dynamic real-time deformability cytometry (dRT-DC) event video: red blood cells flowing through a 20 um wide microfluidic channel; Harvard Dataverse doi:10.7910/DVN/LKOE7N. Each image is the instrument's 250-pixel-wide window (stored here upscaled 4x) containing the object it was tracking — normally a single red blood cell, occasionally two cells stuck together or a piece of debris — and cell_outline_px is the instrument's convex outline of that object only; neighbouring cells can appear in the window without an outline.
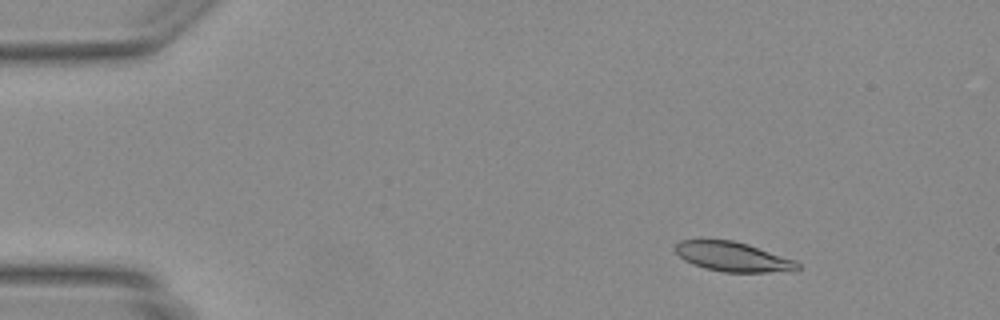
{"species": "Egyptian fruit bat (a non-hibernating species)", "species_latin": "Rousettus aegyptiacus", "temperature_condition": "warm", "stored_images_in_passage": 47, "camera_frame_rate_fps": 3000, "um_per_image_px": 0.085, "animal": {"sex": "female"}, "frame": {"image": 1, "passage_image": 6, "time_ms": 1.667, "image_size_px": [1000, 320], "cell_outline_px": [[800, 268], [796, 272], [724, 272], [704, 268], [692, 264], [684, 260], [672, 248], [680, 240], [732, 240], [748, 244], [796, 260], [800, 264]], "centroid_in_image_um": [62.34, 21.84], "position_along_channel_um": 22.7, "area_um2": 21.33}}
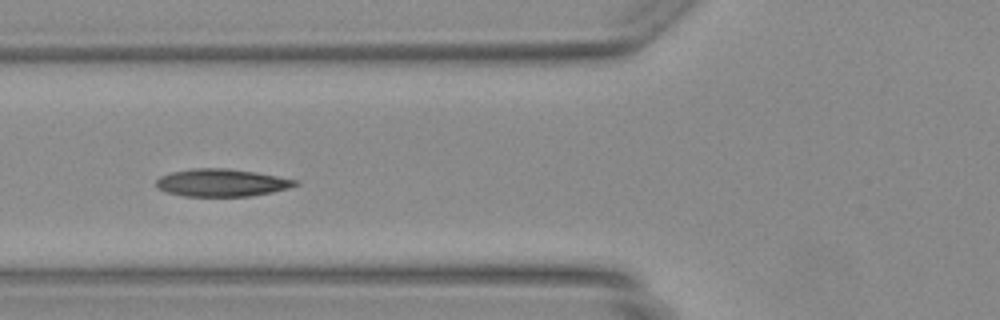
{"frame": {"image": 2, "passage_image": 18, "time_ms": 5.667, "image_size_px": [1000, 320], "cell_outline_px": [[300, 184], [288, 188], [272, 192], [248, 196], [184, 196], [164, 192], [156, 184], [156, 180], [160, 176], [172, 172], [192, 168], [228, 168], [256, 172], [300, 180]], "centroid_in_image_um": [18.87, 15.52], "position_along_channel_um": 106.9, "area_um2": 22.43}}
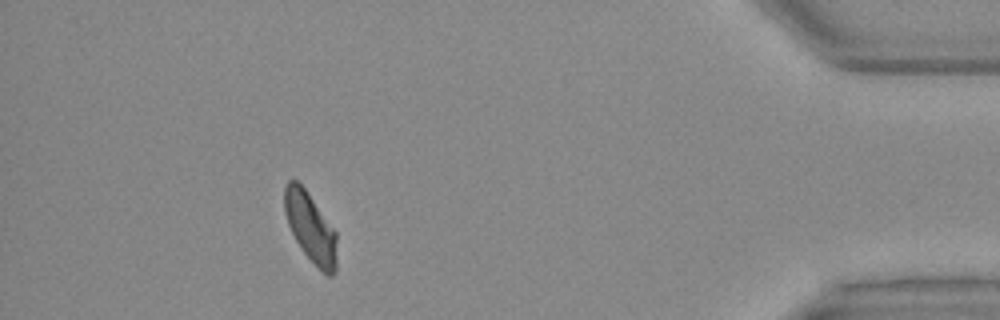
{"frame": {"image": 3, "passage_image": 43, "time_ms": 14.0, "image_size_px": [1000, 320], "cell_outline_px": [[336, 272], [332, 276], [328, 276], [304, 252], [296, 240], [288, 224], [284, 212], [284, 188], [288, 180], [296, 180], [304, 188], [336, 232]], "centroid_in_image_um": [26.38, 19.32], "position_along_channel_um": 408.8, "area_um2": 20.69}}